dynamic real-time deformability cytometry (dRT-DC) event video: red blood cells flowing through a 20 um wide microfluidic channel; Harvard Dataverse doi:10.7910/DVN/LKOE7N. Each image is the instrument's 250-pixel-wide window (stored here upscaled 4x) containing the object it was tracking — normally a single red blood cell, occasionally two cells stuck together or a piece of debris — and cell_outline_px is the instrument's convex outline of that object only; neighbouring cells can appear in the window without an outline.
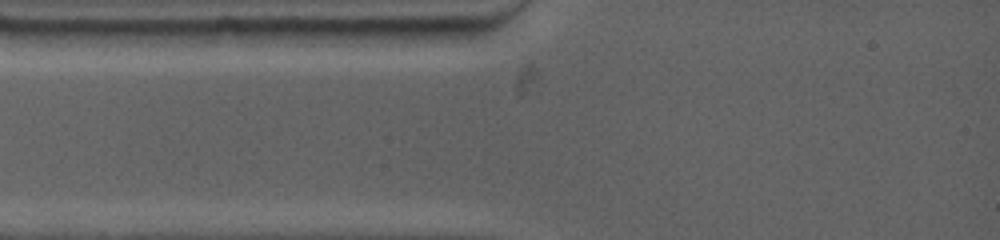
{"species": "common noctule bat (a hibernating species)", "species_latin": "Nyctalus noctula", "temperature_condition": "warm", "stored_images_in_passage": 2, "camera_frame_rate_fps": 4500, "um_per_image_px": 0.085, "animal": {"sex": "female", "body_mass_g": 19.0, "forearm_length_mm": 53.3}, "frame": {"image": 1, "passage_image": 1, "time_ms": 0.0, "image_size_px": [1000, 240], "cell_outline_px": [[244, 28], [236, 44], [104, 48], [88, 32], [104, 28]], "centroid_in_image_um": [14.03, 3.13], "position_along_channel_um": 71.0, "area_um2": 18.79}}